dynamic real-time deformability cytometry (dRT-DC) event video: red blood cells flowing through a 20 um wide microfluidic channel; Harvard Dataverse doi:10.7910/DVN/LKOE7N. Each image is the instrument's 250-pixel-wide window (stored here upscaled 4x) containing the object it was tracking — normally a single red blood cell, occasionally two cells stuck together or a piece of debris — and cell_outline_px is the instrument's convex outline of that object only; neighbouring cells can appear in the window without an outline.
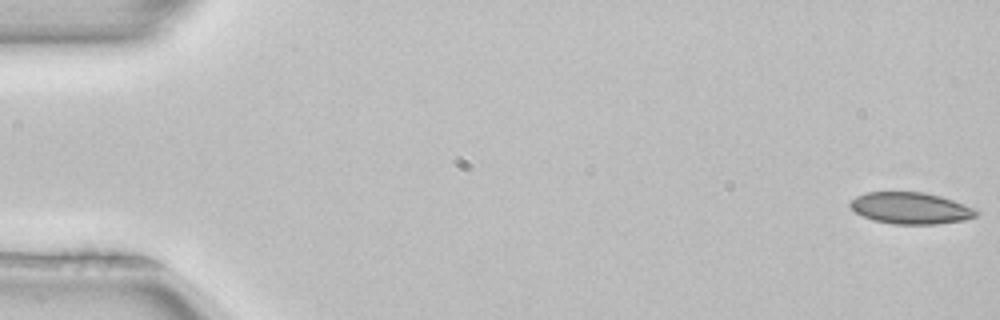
{"species": "common noctule bat (a hibernating species)", "species_latin": "Nyctalus noctula", "temperature_condition": "room temperature", "stored_images_in_passage": 52, "camera_frame_rate_fps": 3000, "um_per_image_px": 0.085, "animal": {"sex": "female", "body_mass_g": 22.7, "forearm_length_mm": 54.2}, "frame": {"image": 1, "passage_image": 1, "time_ms": 0.0, "image_size_px": [1000, 320], "cell_outline_px": [[980, 212], [976, 216], [964, 220], [936, 224], [892, 224], [872, 220], [856, 212], [848, 204], [856, 196], [868, 192], [924, 192], [940, 196], [976, 208]], "centroid_in_image_um": [77.42, 17.69], "position_along_channel_um": 7.6, "area_um2": 23.18}}
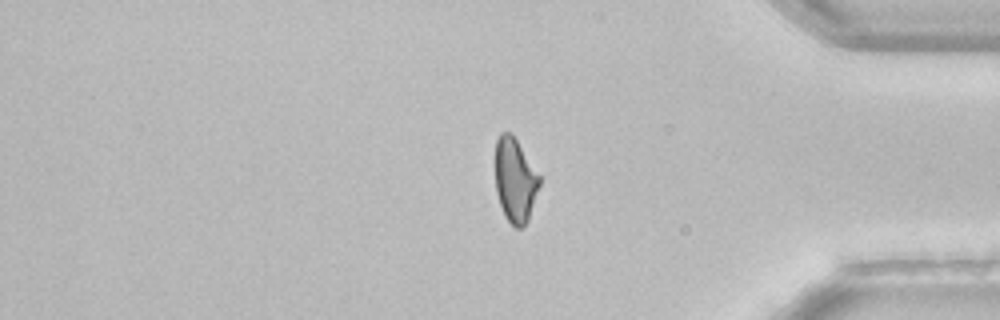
{"frame": {"image": 2, "passage_image": 43, "time_ms": 14.0, "image_size_px": [1000, 320], "cell_outline_px": [[540, 184], [528, 220], [524, 228], [516, 228], [504, 216], [496, 192], [496, 140], [500, 132], [512, 132], [540, 176]], "centroid_in_image_um": [43.78, 15.31], "position_along_channel_um": 391.4, "area_um2": 21.68}}
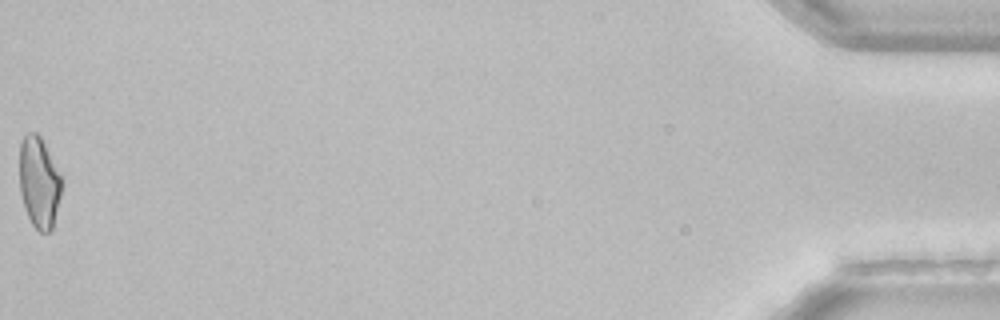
{"frame": {"image": 3, "passage_image": 52, "time_ms": 17.0, "image_size_px": [1000, 320], "cell_outline_px": [[60, 196], [52, 228], [48, 232], [40, 232], [32, 224], [28, 216], [20, 192], [20, 144], [24, 136], [28, 132], [36, 132], [40, 136], [60, 176]], "centroid_in_image_um": [3.29, 15.5], "position_along_channel_um": 431.9, "area_um2": 21.68}, "authors_computed_cell_mechanics": {"area_um2": 23.4957, "velocity_mm_per_s": 3.9879, "shape_relaxation_time_tau1_ms": null, "shape_relaxation_time_tau2_ms": 3.6977, "deformation_change_tau1": null, "deformation_change_tau2": 0.0659}}